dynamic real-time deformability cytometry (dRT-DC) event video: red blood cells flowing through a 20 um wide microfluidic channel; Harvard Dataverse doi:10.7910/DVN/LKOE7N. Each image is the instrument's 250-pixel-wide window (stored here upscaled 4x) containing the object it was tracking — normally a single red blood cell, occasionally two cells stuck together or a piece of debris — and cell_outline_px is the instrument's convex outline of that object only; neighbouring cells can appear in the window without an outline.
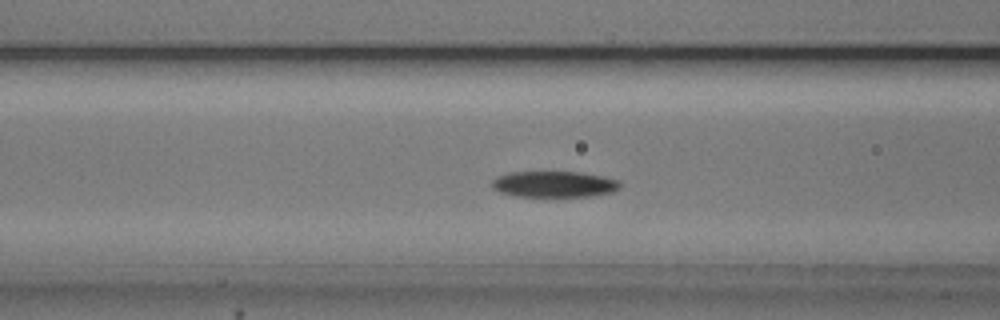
{"species": "common noctule bat (a hibernating species)", "species_latin": "Nyctalus noctula", "temperature_condition": "cold", "stored_images_in_passage": 38, "camera_frame_rate_fps": 3000, "um_per_image_px": 0.085, "animal": {"sex": "male", "body_mass_g": 20.5, "forearm_length_mm": 52.5}, "frame": {"image": 1, "passage_image": 5, "time_ms": 1.333, "image_size_px": [1000, 320], "cell_outline_px": [[620, 188], [612, 192], [592, 196], [512, 196], [500, 192], [492, 188], [492, 180], [496, 176], [512, 172], [580, 172], [604, 176], [620, 180]], "centroid_in_image_um": [47.11, 15.65], "position_along_channel_um": 119.5, "area_um2": 19.59}}
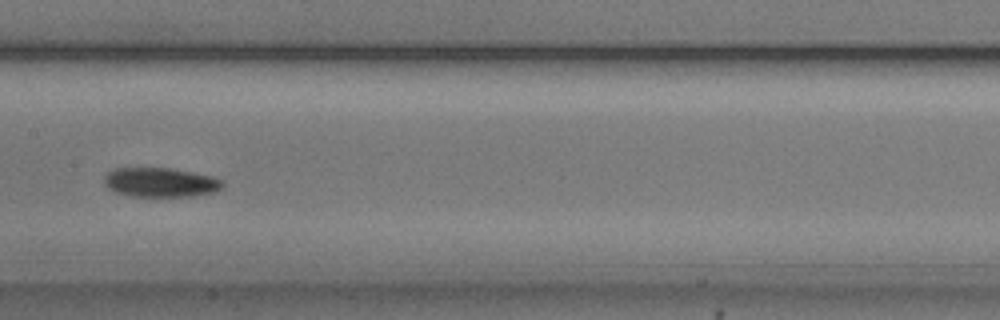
{"frame": {"image": 2, "passage_image": 11, "time_ms": 3.333, "image_size_px": [1000, 320], "cell_outline_px": [[224, 184], [220, 188], [212, 192], [192, 196], [132, 196], [116, 192], [108, 188], [104, 184], [104, 176], [108, 172], [116, 168], [168, 168], [192, 172], [212, 176], [224, 180]], "centroid_in_image_um": [13.63, 15.49], "position_along_channel_um": 193.8, "area_um2": 20.11}}
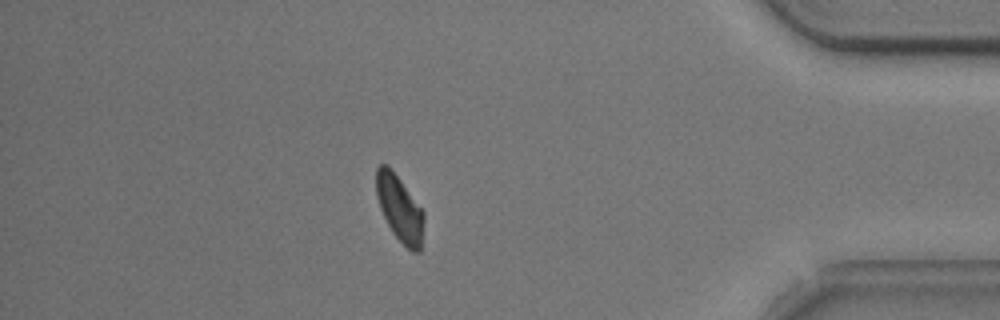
{"frame": {"image": 3, "passage_image": 31, "time_ms": 10.0, "image_size_px": [1000, 320], "cell_outline_px": [[424, 220], [420, 252], [412, 252], [392, 232], [380, 208], [376, 196], [376, 168], [380, 164], [388, 164], [424, 212]], "centroid_in_image_um": [33.96, 17.7], "position_along_channel_um": 401.2, "area_um2": 18.09}, "authors_computed_cell_mechanics": {"area_um2": 19.5653, "velocity_mm_per_s": 3.7096, "shape_relaxation_time_tau1_ms": 2.197, "shape_relaxation_time_tau2_ms": null, "deformation_change_tau1": 0.1112, "deformation_change_tau2": null}}